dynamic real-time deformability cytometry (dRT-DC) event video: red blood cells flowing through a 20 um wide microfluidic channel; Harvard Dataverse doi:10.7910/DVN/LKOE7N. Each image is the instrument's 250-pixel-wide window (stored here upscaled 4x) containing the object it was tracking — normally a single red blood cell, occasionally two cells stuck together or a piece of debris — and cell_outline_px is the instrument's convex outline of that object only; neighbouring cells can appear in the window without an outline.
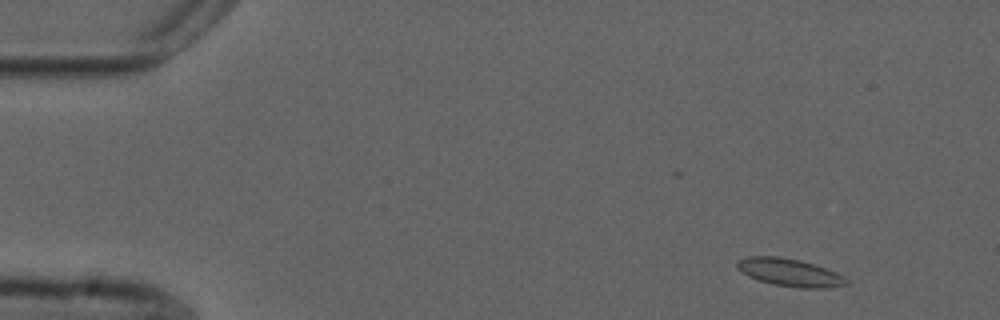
{"species": "common noctule bat (a hibernating species)", "species_latin": "Nyctalus noctula", "temperature_condition": "cold", "stored_images_in_passage": 52, "camera_frame_rate_fps": 3000, "um_per_image_px": 0.085, "animal": {"sex": "male", "forearm_length_mm": 52.5}, "frame": {"image": 1, "passage_image": 3, "time_ms": 0.667, "image_size_px": [1000, 320], "cell_outline_px": [[848, 284], [828, 288], [800, 288], [772, 284], [748, 276], [736, 268], [736, 264], [740, 260], [748, 256], [780, 256], [800, 260], [836, 272], [844, 276], [848, 280]], "centroid_in_image_um": [67.13, 23.16], "position_along_channel_um": 17.9, "area_um2": 17.57}}
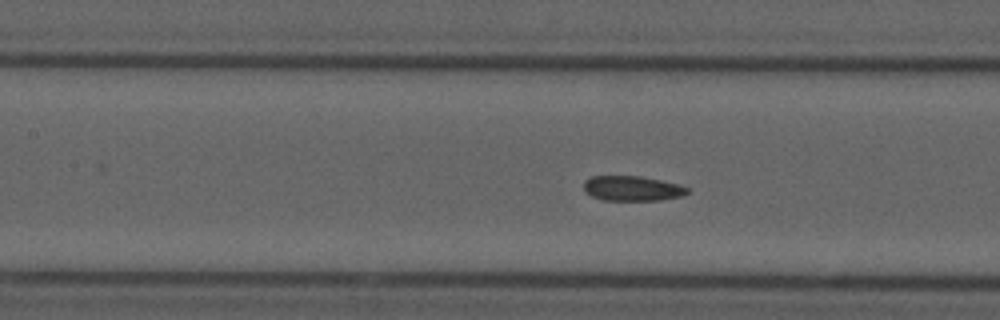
{"frame": {"image": 2, "passage_image": 22, "time_ms": 7.0, "image_size_px": [1000, 320], "cell_outline_px": [[692, 192], [680, 196], [660, 200], [604, 200], [592, 196], [584, 192], [584, 180], [592, 176], [640, 176], [680, 184], [688, 188]], "centroid_in_image_um": [53.75, 16.01], "position_along_channel_um": 153.7, "area_um2": 15.14}}
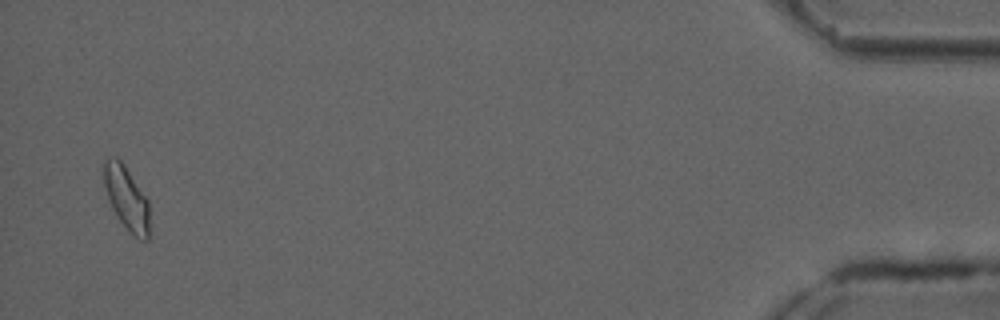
{"frame": {"image": 3, "passage_image": 51, "time_ms": 16.667, "image_size_px": [1000, 320], "cell_outline_px": [[148, 240], [140, 240], [120, 220], [112, 208], [108, 200], [104, 184], [104, 160], [116, 156], [124, 164], [148, 200]], "centroid_in_image_um": [10.74, 16.8], "position_along_channel_um": 424.5, "area_um2": 16.42}, "authors_computed_cell_mechanics": {"area_um2": 15.7505, "velocity_mm_per_s": 3.7062, "shape_relaxation_time_tau1_ms": null, "shape_relaxation_time_tau2_ms": 4.3396, "deformation_change_tau1": null, "deformation_change_tau2": 0.0982}}